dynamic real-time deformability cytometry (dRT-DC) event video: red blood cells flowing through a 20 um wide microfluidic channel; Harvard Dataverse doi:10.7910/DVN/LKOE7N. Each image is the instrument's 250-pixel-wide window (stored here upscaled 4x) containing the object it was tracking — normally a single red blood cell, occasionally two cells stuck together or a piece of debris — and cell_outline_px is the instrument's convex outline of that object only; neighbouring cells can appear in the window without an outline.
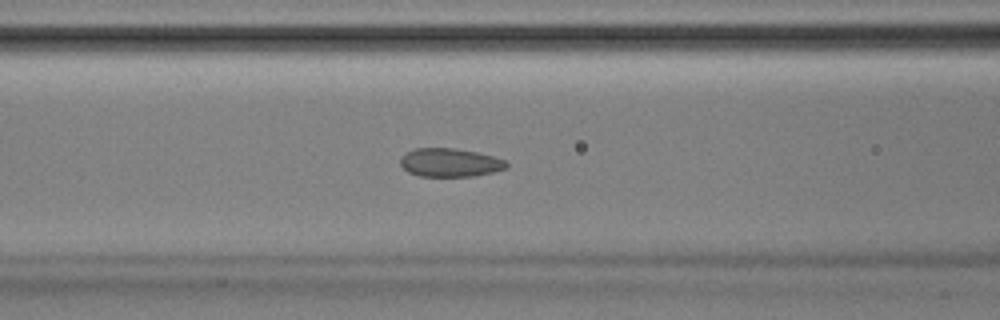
{"species": "Egyptian fruit bat (a non-hibernating species)", "species_latin": "Rousettus aegyptiacus", "temperature_condition": "room temperature", "stored_images_in_passage": 52, "camera_frame_rate_fps": 3000, "um_per_image_px": 0.085, "animal": {"sex": "male"}, "frame": {"image": 1, "passage_image": 20, "time_ms": 6.333, "image_size_px": [1000, 320], "cell_outline_px": [[508, 164], [504, 168], [492, 172], [472, 176], [420, 176], [408, 172], [400, 164], [400, 156], [404, 152], [416, 148], [452, 148], [476, 152], [492, 156], [504, 160]], "centroid_in_image_um": [38.17, 13.81], "position_along_channel_um": 128.4, "area_um2": 17.46}}
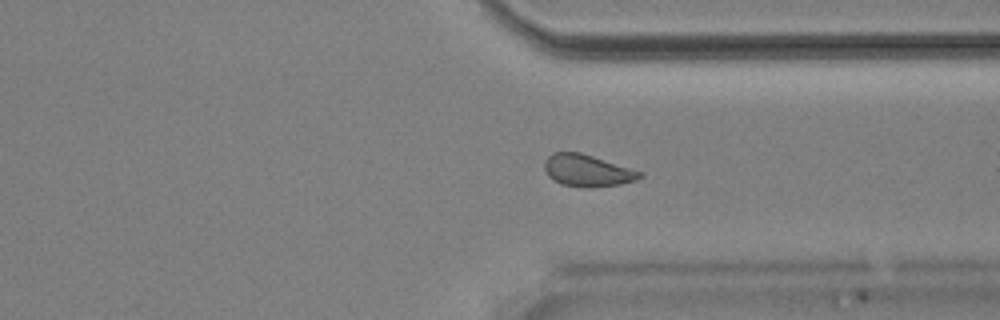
{"frame": {"image": 2, "passage_image": 38, "time_ms": 12.333, "image_size_px": [1000, 320], "cell_outline_px": [[644, 176], [636, 180], [620, 184], [560, 184], [552, 180], [548, 176], [544, 168], [544, 164], [548, 156], [552, 152], [580, 152], [644, 172]], "centroid_in_image_um": [49.92, 14.44], "position_along_channel_um": 361.5, "area_um2": 16.99}}
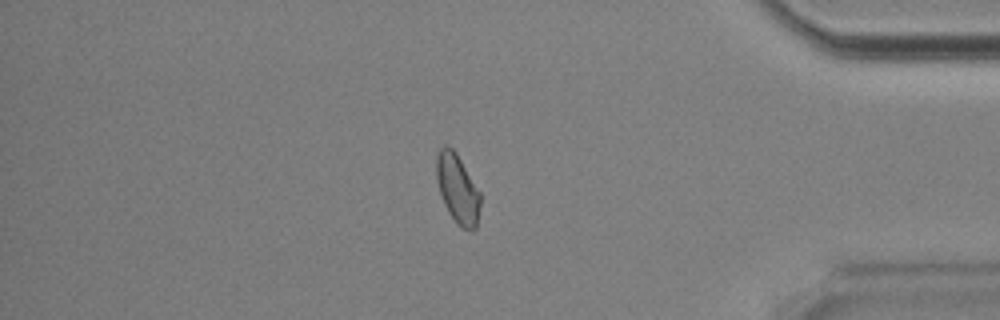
{"frame": {"image": 3, "passage_image": 43, "time_ms": 14.0, "image_size_px": [1000, 320], "cell_outline_px": [[480, 204], [476, 228], [472, 232], [468, 232], [460, 228], [456, 224], [448, 212], [444, 204], [436, 180], [436, 156], [440, 148], [444, 144], [448, 144], [456, 152], [480, 192]], "centroid_in_image_um": [38.88, 16.07], "position_along_channel_um": 396.3, "area_um2": 17.98}, "authors_computed_cell_mechanics": {"area_um2": 18.0625, "velocity_mm_per_s": 3.8822, "shape_relaxation_time_tau1_ms": null, "shape_relaxation_time_tau2_ms": 1.7762, "deformation_change_tau1": null, "deformation_change_tau2": 0.0613}}